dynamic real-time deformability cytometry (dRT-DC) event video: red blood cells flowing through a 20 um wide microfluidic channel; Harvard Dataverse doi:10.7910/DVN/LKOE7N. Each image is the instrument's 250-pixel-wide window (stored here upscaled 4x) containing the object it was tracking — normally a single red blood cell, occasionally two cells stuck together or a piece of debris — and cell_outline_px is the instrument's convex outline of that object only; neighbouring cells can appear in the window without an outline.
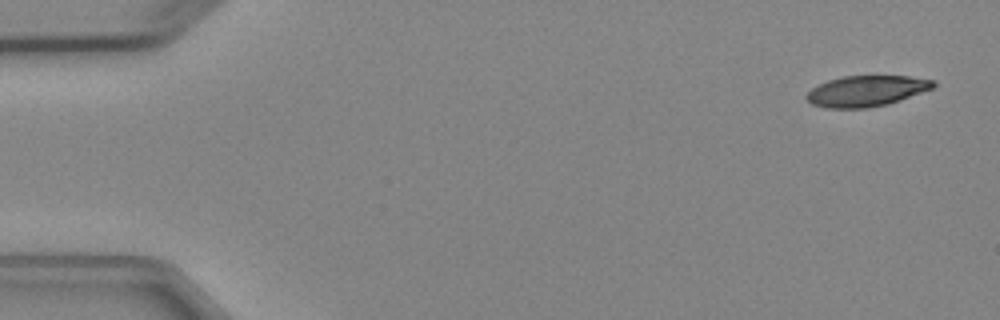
{"species": "Egyptian fruit bat (a non-hibernating species)", "species_latin": "Rousettus aegyptiacus", "temperature_condition": "cold", "stored_images_in_passage": 5, "camera_frame_rate_fps": 3000, "um_per_image_px": 0.085, "animal": {"sex": "female"}, "frame": {"image": 1, "passage_image": 1, "time_ms": 0.0, "image_size_px": [1000, 320], "cell_outline_px": [[936, 84], [932, 88], [900, 100], [888, 104], [868, 108], [824, 108], [812, 104], [804, 96], [812, 88], [828, 80], [844, 76], [908, 76], [936, 80]], "centroid_in_image_um": [73.64, 7.74], "position_along_channel_um": 11.4, "area_um2": 22.72}}
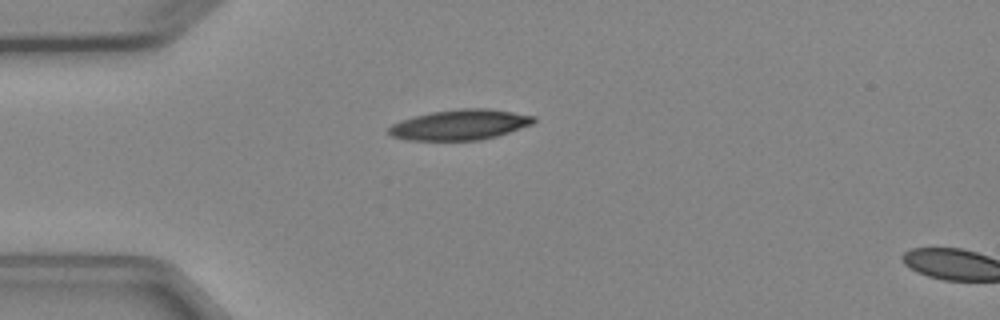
{"frame": {"image": 2, "passage_image": 4, "time_ms": 3.667, "image_size_px": [1000, 320], "cell_outline_px": [[536, 120], [532, 124], [496, 136], [480, 140], [408, 140], [392, 136], [388, 132], [388, 128], [392, 124], [400, 120], [432, 112], [460, 108], [488, 108], [536, 116]], "centroid_in_image_um": [39.1, 10.6], "position_along_channel_um": 45.9, "area_um2": 25.49}}